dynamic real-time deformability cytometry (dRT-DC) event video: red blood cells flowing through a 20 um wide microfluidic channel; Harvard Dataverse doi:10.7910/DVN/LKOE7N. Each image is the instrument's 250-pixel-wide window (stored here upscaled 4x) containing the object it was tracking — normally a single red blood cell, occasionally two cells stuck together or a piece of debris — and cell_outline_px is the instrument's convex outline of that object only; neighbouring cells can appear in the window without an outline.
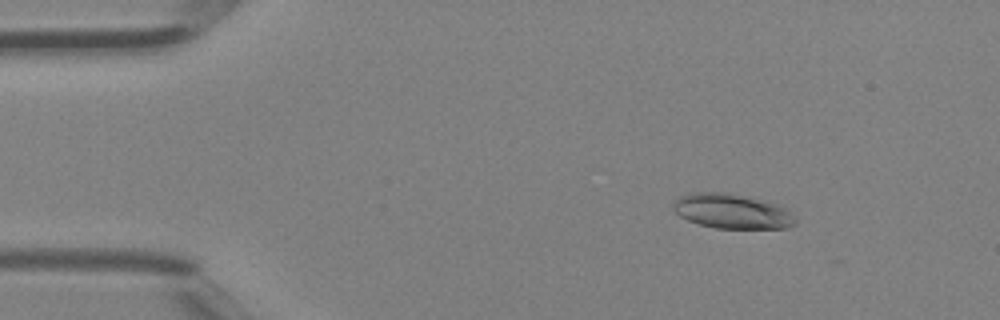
{"species": "Egyptian fruit bat (a non-hibernating species)", "species_latin": "Rousettus aegyptiacus", "temperature_condition": "room temperature", "stored_images_in_passage": 3, "camera_frame_rate_fps": 3000, "um_per_image_px": 0.085, "animal": {"sex": "female"}, "frame": {"image": 1, "passage_image": 1, "time_ms": 0.0, "image_size_px": [1000, 320], "cell_outline_px": [[796, 224], [784, 228], [716, 228], [700, 224], [688, 220], [680, 216], [672, 208], [672, 204], [680, 196], [688, 192], [728, 192], [752, 196], [768, 200], [780, 204], [788, 208], [792, 212], [796, 220]], "centroid_in_image_um": [62.27, 17.92], "position_along_channel_um": 22.7, "area_um2": 25.32}}